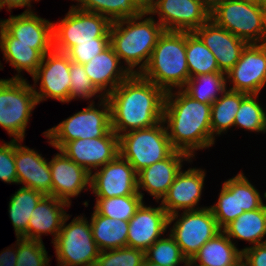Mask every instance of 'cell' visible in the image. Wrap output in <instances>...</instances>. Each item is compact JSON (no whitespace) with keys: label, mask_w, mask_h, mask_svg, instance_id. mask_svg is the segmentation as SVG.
<instances>
[{"label":"cell","mask_w":266,"mask_h":266,"mask_svg":"<svg viewBox=\"0 0 266 266\" xmlns=\"http://www.w3.org/2000/svg\"><path fill=\"white\" fill-rule=\"evenodd\" d=\"M32 1L34 2V0H0V10L4 8V6H6L5 8L10 12L12 8L27 7L24 12H32Z\"/></svg>","instance_id":"obj_47"},{"label":"cell","mask_w":266,"mask_h":266,"mask_svg":"<svg viewBox=\"0 0 266 266\" xmlns=\"http://www.w3.org/2000/svg\"><path fill=\"white\" fill-rule=\"evenodd\" d=\"M83 67L93 85L105 97L131 75L111 45Z\"/></svg>","instance_id":"obj_24"},{"label":"cell","mask_w":266,"mask_h":266,"mask_svg":"<svg viewBox=\"0 0 266 266\" xmlns=\"http://www.w3.org/2000/svg\"><path fill=\"white\" fill-rule=\"evenodd\" d=\"M77 1L71 7L94 12L107 17L111 22L135 18L146 11L142 0H72Z\"/></svg>","instance_id":"obj_29"},{"label":"cell","mask_w":266,"mask_h":266,"mask_svg":"<svg viewBox=\"0 0 266 266\" xmlns=\"http://www.w3.org/2000/svg\"><path fill=\"white\" fill-rule=\"evenodd\" d=\"M70 94L69 102L73 99L81 98L84 100H91L99 97V99L105 96L93 85L86 71L84 70L83 64H78L73 61L70 62ZM99 94V95H98Z\"/></svg>","instance_id":"obj_39"},{"label":"cell","mask_w":266,"mask_h":266,"mask_svg":"<svg viewBox=\"0 0 266 266\" xmlns=\"http://www.w3.org/2000/svg\"><path fill=\"white\" fill-rule=\"evenodd\" d=\"M60 150L88 173L93 174V170H98L119 155V136L111 129L103 137L67 142Z\"/></svg>","instance_id":"obj_17"},{"label":"cell","mask_w":266,"mask_h":266,"mask_svg":"<svg viewBox=\"0 0 266 266\" xmlns=\"http://www.w3.org/2000/svg\"><path fill=\"white\" fill-rule=\"evenodd\" d=\"M226 74L213 72L189 78L182 90L202 103H214L227 90Z\"/></svg>","instance_id":"obj_33"},{"label":"cell","mask_w":266,"mask_h":266,"mask_svg":"<svg viewBox=\"0 0 266 266\" xmlns=\"http://www.w3.org/2000/svg\"><path fill=\"white\" fill-rule=\"evenodd\" d=\"M249 1H254V2H258L259 3V0H249Z\"/></svg>","instance_id":"obj_55"},{"label":"cell","mask_w":266,"mask_h":266,"mask_svg":"<svg viewBox=\"0 0 266 266\" xmlns=\"http://www.w3.org/2000/svg\"><path fill=\"white\" fill-rule=\"evenodd\" d=\"M186 61L190 78L221 72L213 53L194 32H186Z\"/></svg>","instance_id":"obj_34"},{"label":"cell","mask_w":266,"mask_h":266,"mask_svg":"<svg viewBox=\"0 0 266 266\" xmlns=\"http://www.w3.org/2000/svg\"><path fill=\"white\" fill-rule=\"evenodd\" d=\"M37 104L33 86L27 79H0V126L13 140L24 141Z\"/></svg>","instance_id":"obj_8"},{"label":"cell","mask_w":266,"mask_h":266,"mask_svg":"<svg viewBox=\"0 0 266 266\" xmlns=\"http://www.w3.org/2000/svg\"><path fill=\"white\" fill-rule=\"evenodd\" d=\"M89 102V106L83 110L43 132L49 145L60 150L72 140L103 137L111 130L110 105L107 98L99 100L98 108L93 100Z\"/></svg>","instance_id":"obj_6"},{"label":"cell","mask_w":266,"mask_h":266,"mask_svg":"<svg viewBox=\"0 0 266 266\" xmlns=\"http://www.w3.org/2000/svg\"><path fill=\"white\" fill-rule=\"evenodd\" d=\"M163 121L176 151L191 158L195 151L212 147L211 104L191 98L182 89L166 92Z\"/></svg>","instance_id":"obj_2"},{"label":"cell","mask_w":266,"mask_h":266,"mask_svg":"<svg viewBox=\"0 0 266 266\" xmlns=\"http://www.w3.org/2000/svg\"><path fill=\"white\" fill-rule=\"evenodd\" d=\"M258 94H247L241 101L236 113L234 127L246 131L266 133V110L257 100Z\"/></svg>","instance_id":"obj_37"},{"label":"cell","mask_w":266,"mask_h":266,"mask_svg":"<svg viewBox=\"0 0 266 266\" xmlns=\"http://www.w3.org/2000/svg\"><path fill=\"white\" fill-rule=\"evenodd\" d=\"M209 207L221 230L238 217L237 175L222 183L216 204Z\"/></svg>","instance_id":"obj_36"},{"label":"cell","mask_w":266,"mask_h":266,"mask_svg":"<svg viewBox=\"0 0 266 266\" xmlns=\"http://www.w3.org/2000/svg\"><path fill=\"white\" fill-rule=\"evenodd\" d=\"M192 266H201V265L196 264V263H194V262L192 261Z\"/></svg>","instance_id":"obj_53"},{"label":"cell","mask_w":266,"mask_h":266,"mask_svg":"<svg viewBox=\"0 0 266 266\" xmlns=\"http://www.w3.org/2000/svg\"><path fill=\"white\" fill-rule=\"evenodd\" d=\"M179 214L177 212L169 216L168 225L176 220L170 227L169 234L179 245L184 257L192 260L199 249L221 229L209 206L199 210L183 211Z\"/></svg>","instance_id":"obj_11"},{"label":"cell","mask_w":266,"mask_h":266,"mask_svg":"<svg viewBox=\"0 0 266 266\" xmlns=\"http://www.w3.org/2000/svg\"><path fill=\"white\" fill-rule=\"evenodd\" d=\"M143 202L129 220L127 247L146 251L167 232L169 215L161 206H147ZM163 234V235H162Z\"/></svg>","instance_id":"obj_19"},{"label":"cell","mask_w":266,"mask_h":266,"mask_svg":"<svg viewBox=\"0 0 266 266\" xmlns=\"http://www.w3.org/2000/svg\"><path fill=\"white\" fill-rule=\"evenodd\" d=\"M110 45V37H97L96 42L76 43L66 54L78 64H86Z\"/></svg>","instance_id":"obj_43"},{"label":"cell","mask_w":266,"mask_h":266,"mask_svg":"<svg viewBox=\"0 0 266 266\" xmlns=\"http://www.w3.org/2000/svg\"><path fill=\"white\" fill-rule=\"evenodd\" d=\"M194 33L215 56L219 70L227 73L240 59L247 43L209 19Z\"/></svg>","instance_id":"obj_23"},{"label":"cell","mask_w":266,"mask_h":266,"mask_svg":"<svg viewBox=\"0 0 266 266\" xmlns=\"http://www.w3.org/2000/svg\"><path fill=\"white\" fill-rule=\"evenodd\" d=\"M65 207L71 206L61 199L44 195L31 213L27 226V239L42 241L41 236L43 234H51L54 236L51 241L53 243L62 228L65 217L68 215Z\"/></svg>","instance_id":"obj_25"},{"label":"cell","mask_w":266,"mask_h":266,"mask_svg":"<svg viewBox=\"0 0 266 266\" xmlns=\"http://www.w3.org/2000/svg\"><path fill=\"white\" fill-rule=\"evenodd\" d=\"M164 31L163 26L146 10L135 18L112 22L110 45L131 74H140Z\"/></svg>","instance_id":"obj_3"},{"label":"cell","mask_w":266,"mask_h":266,"mask_svg":"<svg viewBox=\"0 0 266 266\" xmlns=\"http://www.w3.org/2000/svg\"><path fill=\"white\" fill-rule=\"evenodd\" d=\"M223 231L232 242L234 239L244 240L251 244L249 247L266 243V204L259 209L242 213Z\"/></svg>","instance_id":"obj_27"},{"label":"cell","mask_w":266,"mask_h":266,"mask_svg":"<svg viewBox=\"0 0 266 266\" xmlns=\"http://www.w3.org/2000/svg\"><path fill=\"white\" fill-rule=\"evenodd\" d=\"M70 62L67 54L52 49L45 54L42 62L32 76L33 90L38 104L48 98L58 100L61 103H69L70 94ZM40 80V81H39ZM40 82L38 88L36 87Z\"/></svg>","instance_id":"obj_14"},{"label":"cell","mask_w":266,"mask_h":266,"mask_svg":"<svg viewBox=\"0 0 266 266\" xmlns=\"http://www.w3.org/2000/svg\"><path fill=\"white\" fill-rule=\"evenodd\" d=\"M13 247H8L0 253V266H16L17 262V239Z\"/></svg>","instance_id":"obj_46"},{"label":"cell","mask_w":266,"mask_h":266,"mask_svg":"<svg viewBox=\"0 0 266 266\" xmlns=\"http://www.w3.org/2000/svg\"><path fill=\"white\" fill-rule=\"evenodd\" d=\"M145 4H147L150 0H142Z\"/></svg>","instance_id":"obj_54"},{"label":"cell","mask_w":266,"mask_h":266,"mask_svg":"<svg viewBox=\"0 0 266 266\" xmlns=\"http://www.w3.org/2000/svg\"><path fill=\"white\" fill-rule=\"evenodd\" d=\"M247 266H266V243L240 249Z\"/></svg>","instance_id":"obj_45"},{"label":"cell","mask_w":266,"mask_h":266,"mask_svg":"<svg viewBox=\"0 0 266 266\" xmlns=\"http://www.w3.org/2000/svg\"><path fill=\"white\" fill-rule=\"evenodd\" d=\"M261 197L258 189L240 171L237 174L238 217L246 211L259 209L264 204Z\"/></svg>","instance_id":"obj_42"},{"label":"cell","mask_w":266,"mask_h":266,"mask_svg":"<svg viewBox=\"0 0 266 266\" xmlns=\"http://www.w3.org/2000/svg\"><path fill=\"white\" fill-rule=\"evenodd\" d=\"M70 217L69 214L65 217L53 242L57 266H95L100 250L93 239L90 222L78 215L67 224Z\"/></svg>","instance_id":"obj_9"},{"label":"cell","mask_w":266,"mask_h":266,"mask_svg":"<svg viewBox=\"0 0 266 266\" xmlns=\"http://www.w3.org/2000/svg\"><path fill=\"white\" fill-rule=\"evenodd\" d=\"M146 10L157 15L165 31L194 32L210 19L211 9L202 0H150Z\"/></svg>","instance_id":"obj_12"},{"label":"cell","mask_w":266,"mask_h":266,"mask_svg":"<svg viewBox=\"0 0 266 266\" xmlns=\"http://www.w3.org/2000/svg\"><path fill=\"white\" fill-rule=\"evenodd\" d=\"M166 92L140 74H131L106 96L111 129L118 135L163 121Z\"/></svg>","instance_id":"obj_1"},{"label":"cell","mask_w":266,"mask_h":266,"mask_svg":"<svg viewBox=\"0 0 266 266\" xmlns=\"http://www.w3.org/2000/svg\"><path fill=\"white\" fill-rule=\"evenodd\" d=\"M3 59L10 63L9 66L15 68L18 74L11 79H24L22 71H26L33 76L38 70L43 54L35 49V45L24 43H0ZM3 69L0 61V70ZM21 72V73H20Z\"/></svg>","instance_id":"obj_31"},{"label":"cell","mask_w":266,"mask_h":266,"mask_svg":"<svg viewBox=\"0 0 266 266\" xmlns=\"http://www.w3.org/2000/svg\"><path fill=\"white\" fill-rule=\"evenodd\" d=\"M174 151L164 121L153 127L133 130L119 136V155L136 172L166 159Z\"/></svg>","instance_id":"obj_7"},{"label":"cell","mask_w":266,"mask_h":266,"mask_svg":"<svg viewBox=\"0 0 266 266\" xmlns=\"http://www.w3.org/2000/svg\"><path fill=\"white\" fill-rule=\"evenodd\" d=\"M140 75L165 92L182 89L190 78L186 32L164 31Z\"/></svg>","instance_id":"obj_4"},{"label":"cell","mask_w":266,"mask_h":266,"mask_svg":"<svg viewBox=\"0 0 266 266\" xmlns=\"http://www.w3.org/2000/svg\"><path fill=\"white\" fill-rule=\"evenodd\" d=\"M183 266H192V260H186Z\"/></svg>","instance_id":"obj_51"},{"label":"cell","mask_w":266,"mask_h":266,"mask_svg":"<svg viewBox=\"0 0 266 266\" xmlns=\"http://www.w3.org/2000/svg\"><path fill=\"white\" fill-rule=\"evenodd\" d=\"M0 180L17 184L15 166V140L0 143Z\"/></svg>","instance_id":"obj_44"},{"label":"cell","mask_w":266,"mask_h":266,"mask_svg":"<svg viewBox=\"0 0 266 266\" xmlns=\"http://www.w3.org/2000/svg\"><path fill=\"white\" fill-rule=\"evenodd\" d=\"M90 225L93 239L100 251L127 247L129 221L91 214Z\"/></svg>","instance_id":"obj_28"},{"label":"cell","mask_w":266,"mask_h":266,"mask_svg":"<svg viewBox=\"0 0 266 266\" xmlns=\"http://www.w3.org/2000/svg\"><path fill=\"white\" fill-rule=\"evenodd\" d=\"M205 177L206 172L201 168H189L185 171L181 169L167 194L161 200V206L169 216L181 210L190 211L205 208L198 206Z\"/></svg>","instance_id":"obj_18"},{"label":"cell","mask_w":266,"mask_h":266,"mask_svg":"<svg viewBox=\"0 0 266 266\" xmlns=\"http://www.w3.org/2000/svg\"><path fill=\"white\" fill-rule=\"evenodd\" d=\"M143 266H163V265H159V264L151 263V262H144Z\"/></svg>","instance_id":"obj_50"},{"label":"cell","mask_w":266,"mask_h":266,"mask_svg":"<svg viewBox=\"0 0 266 266\" xmlns=\"http://www.w3.org/2000/svg\"><path fill=\"white\" fill-rule=\"evenodd\" d=\"M49 161L52 196L71 205V198L90 186L91 174L68 158L61 150Z\"/></svg>","instance_id":"obj_21"},{"label":"cell","mask_w":266,"mask_h":266,"mask_svg":"<svg viewBox=\"0 0 266 266\" xmlns=\"http://www.w3.org/2000/svg\"><path fill=\"white\" fill-rule=\"evenodd\" d=\"M234 266H247V264L243 259H241Z\"/></svg>","instance_id":"obj_49"},{"label":"cell","mask_w":266,"mask_h":266,"mask_svg":"<svg viewBox=\"0 0 266 266\" xmlns=\"http://www.w3.org/2000/svg\"><path fill=\"white\" fill-rule=\"evenodd\" d=\"M95 199L97 214L124 221H129L144 202L140 194Z\"/></svg>","instance_id":"obj_35"},{"label":"cell","mask_w":266,"mask_h":266,"mask_svg":"<svg viewBox=\"0 0 266 266\" xmlns=\"http://www.w3.org/2000/svg\"><path fill=\"white\" fill-rule=\"evenodd\" d=\"M192 162L184 152L174 151L169 157L137 172L138 193L144 197L146 191L159 203L183 167V162ZM142 190V191H141Z\"/></svg>","instance_id":"obj_20"},{"label":"cell","mask_w":266,"mask_h":266,"mask_svg":"<svg viewBox=\"0 0 266 266\" xmlns=\"http://www.w3.org/2000/svg\"><path fill=\"white\" fill-rule=\"evenodd\" d=\"M96 198L139 194L137 172L120 155L91 174L90 187Z\"/></svg>","instance_id":"obj_16"},{"label":"cell","mask_w":266,"mask_h":266,"mask_svg":"<svg viewBox=\"0 0 266 266\" xmlns=\"http://www.w3.org/2000/svg\"><path fill=\"white\" fill-rule=\"evenodd\" d=\"M50 259L43 241L17 238L16 266H49Z\"/></svg>","instance_id":"obj_40"},{"label":"cell","mask_w":266,"mask_h":266,"mask_svg":"<svg viewBox=\"0 0 266 266\" xmlns=\"http://www.w3.org/2000/svg\"><path fill=\"white\" fill-rule=\"evenodd\" d=\"M226 81L231 82L229 90L259 95L266 85V43L247 44Z\"/></svg>","instance_id":"obj_15"},{"label":"cell","mask_w":266,"mask_h":266,"mask_svg":"<svg viewBox=\"0 0 266 266\" xmlns=\"http://www.w3.org/2000/svg\"><path fill=\"white\" fill-rule=\"evenodd\" d=\"M210 9H212L217 3L224 0H202Z\"/></svg>","instance_id":"obj_48"},{"label":"cell","mask_w":266,"mask_h":266,"mask_svg":"<svg viewBox=\"0 0 266 266\" xmlns=\"http://www.w3.org/2000/svg\"><path fill=\"white\" fill-rule=\"evenodd\" d=\"M111 24L105 16L70 7L60 22L53 23V49L66 53L76 43L110 37Z\"/></svg>","instance_id":"obj_10"},{"label":"cell","mask_w":266,"mask_h":266,"mask_svg":"<svg viewBox=\"0 0 266 266\" xmlns=\"http://www.w3.org/2000/svg\"><path fill=\"white\" fill-rule=\"evenodd\" d=\"M44 195L33 189L20 187L9 199L8 213L16 238L27 239L31 213Z\"/></svg>","instance_id":"obj_30"},{"label":"cell","mask_w":266,"mask_h":266,"mask_svg":"<svg viewBox=\"0 0 266 266\" xmlns=\"http://www.w3.org/2000/svg\"><path fill=\"white\" fill-rule=\"evenodd\" d=\"M15 140V166L17 185L52 196V177L49 161L38 151Z\"/></svg>","instance_id":"obj_22"},{"label":"cell","mask_w":266,"mask_h":266,"mask_svg":"<svg viewBox=\"0 0 266 266\" xmlns=\"http://www.w3.org/2000/svg\"><path fill=\"white\" fill-rule=\"evenodd\" d=\"M0 43L35 45L43 55L53 49V22L35 12H22L1 20Z\"/></svg>","instance_id":"obj_13"},{"label":"cell","mask_w":266,"mask_h":266,"mask_svg":"<svg viewBox=\"0 0 266 266\" xmlns=\"http://www.w3.org/2000/svg\"><path fill=\"white\" fill-rule=\"evenodd\" d=\"M241 259L242 251L221 230L199 249L192 261L201 266H234Z\"/></svg>","instance_id":"obj_26"},{"label":"cell","mask_w":266,"mask_h":266,"mask_svg":"<svg viewBox=\"0 0 266 266\" xmlns=\"http://www.w3.org/2000/svg\"><path fill=\"white\" fill-rule=\"evenodd\" d=\"M187 259L181 252L179 245L175 239L168 234L161 237L145 251V261L156 263L163 266H180Z\"/></svg>","instance_id":"obj_38"},{"label":"cell","mask_w":266,"mask_h":266,"mask_svg":"<svg viewBox=\"0 0 266 266\" xmlns=\"http://www.w3.org/2000/svg\"><path fill=\"white\" fill-rule=\"evenodd\" d=\"M259 3H260L262 6L266 7V0H259Z\"/></svg>","instance_id":"obj_52"},{"label":"cell","mask_w":266,"mask_h":266,"mask_svg":"<svg viewBox=\"0 0 266 266\" xmlns=\"http://www.w3.org/2000/svg\"><path fill=\"white\" fill-rule=\"evenodd\" d=\"M144 261V251L130 247H122L100 251L95 266H143Z\"/></svg>","instance_id":"obj_41"},{"label":"cell","mask_w":266,"mask_h":266,"mask_svg":"<svg viewBox=\"0 0 266 266\" xmlns=\"http://www.w3.org/2000/svg\"><path fill=\"white\" fill-rule=\"evenodd\" d=\"M247 93L227 89L211 105V132L214 139L234 126L236 113Z\"/></svg>","instance_id":"obj_32"},{"label":"cell","mask_w":266,"mask_h":266,"mask_svg":"<svg viewBox=\"0 0 266 266\" xmlns=\"http://www.w3.org/2000/svg\"><path fill=\"white\" fill-rule=\"evenodd\" d=\"M210 19L247 44L266 43V7L249 0H224L210 11Z\"/></svg>","instance_id":"obj_5"}]
</instances>
